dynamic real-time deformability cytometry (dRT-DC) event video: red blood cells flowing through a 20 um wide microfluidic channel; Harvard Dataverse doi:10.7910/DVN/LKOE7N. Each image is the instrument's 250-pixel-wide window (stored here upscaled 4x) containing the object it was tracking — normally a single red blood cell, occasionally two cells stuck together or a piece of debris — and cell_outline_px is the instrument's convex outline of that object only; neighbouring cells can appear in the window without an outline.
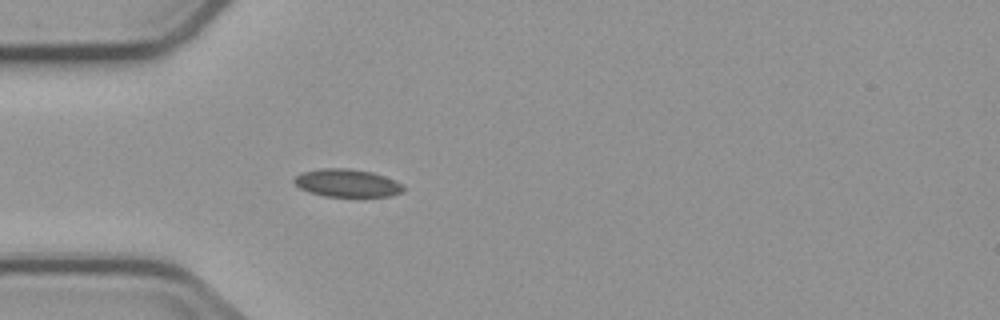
{"species": "common noctule bat (a hibernating species)", "species_latin": "Nyctalus noctula", "temperature_condition": "cold", "stored_images_in_passage": 4, "camera_frame_rate_fps": 3000, "um_per_image_px": 0.085, "animal": {"sex": "male", "body_mass_g": 23.1, "forearm_length_mm": 52.7}, "frame": {"image": 1, "passage_image": 4, "time_ms": 4.0, "image_size_px": [1000, 320], "cell_outline_px": [[404, 192], [392, 196], [324, 196], [308, 192], [300, 188], [292, 180], [300, 172], [320, 168], [348, 168], [372, 172], [396, 180], [404, 184]], "centroid_in_image_um": [29.52, 15.55], "position_along_channel_um": 55.5, "area_um2": 17.92}}